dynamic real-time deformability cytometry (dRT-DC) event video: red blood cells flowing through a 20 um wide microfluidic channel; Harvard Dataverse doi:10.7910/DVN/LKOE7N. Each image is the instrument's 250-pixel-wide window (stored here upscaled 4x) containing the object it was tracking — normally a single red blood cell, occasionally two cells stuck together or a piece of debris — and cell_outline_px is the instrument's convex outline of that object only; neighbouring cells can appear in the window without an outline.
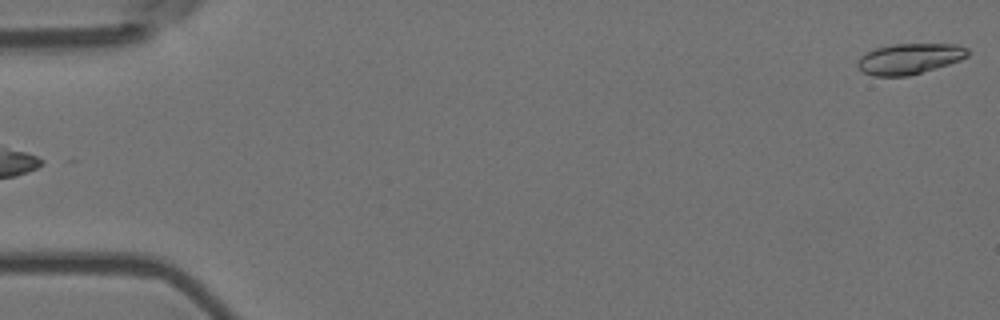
{"species": "Egyptian fruit bat (a non-hibernating species)", "species_latin": "Rousettus aegyptiacus", "temperature_condition": "room temperature", "stored_images_in_passage": 6, "camera_frame_rate_fps": 3000, "um_per_image_px": 0.085, "animal": {"sex": "female"}, "frame": {"image": 1, "passage_image": 1, "time_ms": 0.0, "image_size_px": [1000, 320], "cell_outline_px": [[968, 56], [960, 60], [936, 68], [908, 76], [872, 76], [864, 72], [856, 64], [856, 60], [860, 56], [876, 48], [892, 44], [956, 44], [968, 48]], "centroid_in_image_um": [77.29, 4.99], "position_along_channel_um": 7.7, "area_um2": 19.65}}